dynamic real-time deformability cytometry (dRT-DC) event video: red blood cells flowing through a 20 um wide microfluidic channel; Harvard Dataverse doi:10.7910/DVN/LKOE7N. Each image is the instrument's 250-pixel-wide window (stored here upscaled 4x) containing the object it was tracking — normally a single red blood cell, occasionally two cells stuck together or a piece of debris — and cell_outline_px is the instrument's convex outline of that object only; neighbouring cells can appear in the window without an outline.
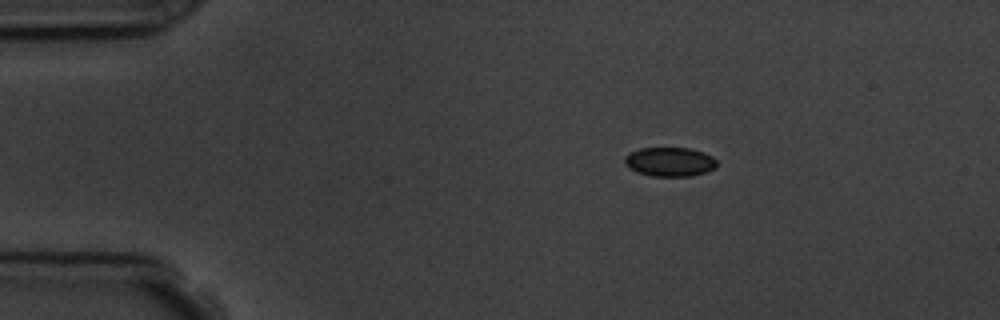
{"species": "common noctule bat (a hibernating species)", "species_latin": "Nyctalus noctula", "temperature_condition": "room temperature", "stored_images_in_passage": 4, "segment_of_instrument_passage": [1, 2], "camera_frame_rate_fps": 3000, "um_per_image_px": 0.085, "animal": {"sex": "male", "body_mass_g": 19.5, "forearm_length_mm": 54.6}, "frame": {"image": 1, "passage_image": 1, "time_ms": 0.0, "image_size_px": [1000, 320], "cell_outline_px": [[716, 168], [704, 172], [688, 176], [652, 176], [636, 172], [624, 164], [624, 156], [640, 148], [688, 148], [704, 152], [712, 156], [716, 160]], "centroid_in_image_um": [56.91, 13.75], "position_along_channel_um": 28.1, "area_um2": 15.61}}
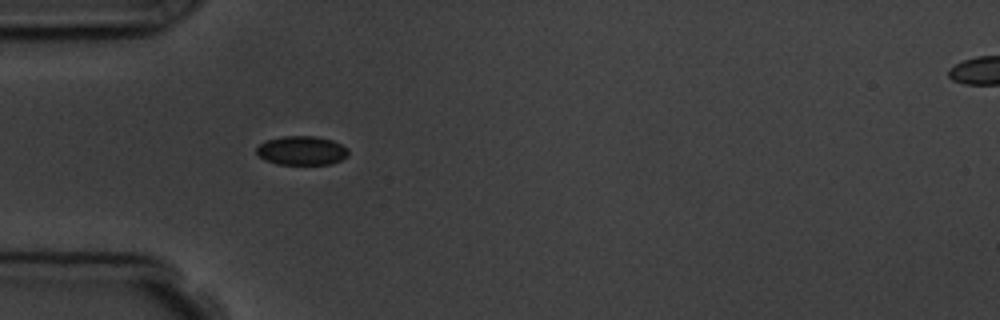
{"frame": {"image": 2, "passage_image": 3, "time_ms": 2.333, "image_size_px": [1000, 320], "cell_outline_px": [[348, 156], [332, 164], [276, 164], [264, 160], [256, 152], [256, 148], [260, 144], [268, 140], [284, 136], [316, 136], [332, 140], [348, 148]], "centroid_in_image_um": [25.66, 12.8], "position_along_channel_um": 59.3, "area_um2": 15.49}}